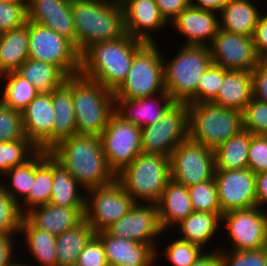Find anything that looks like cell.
Wrapping results in <instances>:
<instances>
[{
    "mask_svg": "<svg viewBox=\"0 0 267 266\" xmlns=\"http://www.w3.org/2000/svg\"><path fill=\"white\" fill-rule=\"evenodd\" d=\"M27 21V0L0 1V33L22 27Z\"/></svg>",
    "mask_w": 267,
    "mask_h": 266,
    "instance_id": "obj_42",
    "label": "cell"
},
{
    "mask_svg": "<svg viewBox=\"0 0 267 266\" xmlns=\"http://www.w3.org/2000/svg\"><path fill=\"white\" fill-rule=\"evenodd\" d=\"M7 83L0 102L12 109L22 112L40 93L32 83L17 72L4 74Z\"/></svg>",
    "mask_w": 267,
    "mask_h": 266,
    "instance_id": "obj_37",
    "label": "cell"
},
{
    "mask_svg": "<svg viewBox=\"0 0 267 266\" xmlns=\"http://www.w3.org/2000/svg\"><path fill=\"white\" fill-rule=\"evenodd\" d=\"M202 249L198 244L178 239L167 246L163 255L173 266H191L203 254Z\"/></svg>",
    "mask_w": 267,
    "mask_h": 266,
    "instance_id": "obj_45",
    "label": "cell"
},
{
    "mask_svg": "<svg viewBox=\"0 0 267 266\" xmlns=\"http://www.w3.org/2000/svg\"><path fill=\"white\" fill-rule=\"evenodd\" d=\"M33 155L31 154L32 159L30 158L23 165L12 167L9 171L4 173L5 176L11 179L10 181H12V183L10 185L13 190H9L5 185L2 186L5 192L16 201L19 206L22 204L18 202L19 200L15 195L19 193L21 196H24L23 200H25L32 188L33 181H35V153Z\"/></svg>",
    "mask_w": 267,
    "mask_h": 266,
    "instance_id": "obj_38",
    "label": "cell"
},
{
    "mask_svg": "<svg viewBox=\"0 0 267 266\" xmlns=\"http://www.w3.org/2000/svg\"><path fill=\"white\" fill-rule=\"evenodd\" d=\"M105 231L112 236L151 245L155 249L153 239L163 232L157 204L143 203L140 206L139 203H135L126 215Z\"/></svg>",
    "mask_w": 267,
    "mask_h": 266,
    "instance_id": "obj_17",
    "label": "cell"
},
{
    "mask_svg": "<svg viewBox=\"0 0 267 266\" xmlns=\"http://www.w3.org/2000/svg\"><path fill=\"white\" fill-rule=\"evenodd\" d=\"M210 45L213 64L225 70L252 72L261 61L255 51L253 37L219 29Z\"/></svg>",
    "mask_w": 267,
    "mask_h": 266,
    "instance_id": "obj_14",
    "label": "cell"
},
{
    "mask_svg": "<svg viewBox=\"0 0 267 266\" xmlns=\"http://www.w3.org/2000/svg\"><path fill=\"white\" fill-rule=\"evenodd\" d=\"M69 1H73V0H69ZM88 1H103V0H88Z\"/></svg>",
    "mask_w": 267,
    "mask_h": 266,
    "instance_id": "obj_59",
    "label": "cell"
},
{
    "mask_svg": "<svg viewBox=\"0 0 267 266\" xmlns=\"http://www.w3.org/2000/svg\"><path fill=\"white\" fill-rule=\"evenodd\" d=\"M43 93H51L60 87L67 76L55 65L34 59H27L16 71Z\"/></svg>",
    "mask_w": 267,
    "mask_h": 266,
    "instance_id": "obj_33",
    "label": "cell"
},
{
    "mask_svg": "<svg viewBox=\"0 0 267 266\" xmlns=\"http://www.w3.org/2000/svg\"><path fill=\"white\" fill-rule=\"evenodd\" d=\"M248 169L255 174L267 172V135L251 133L248 150Z\"/></svg>",
    "mask_w": 267,
    "mask_h": 266,
    "instance_id": "obj_47",
    "label": "cell"
},
{
    "mask_svg": "<svg viewBox=\"0 0 267 266\" xmlns=\"http://www.w3.org/2000/svg\"><path fill=\"white\" fill-rule=\"evenodd\" d=\"M75 46L81 54L88 46L118 39L124 34V12L120 0H73Z\"/></svg>",
    "mask_w": 267,
    "mask_h": 266,
    "instance_id": "obj_3",
    "label": "cell"
},
{
    "mask_svg": "<svg viewBox=\"0 0 267 266\" xmlns=\"http://www.w3.org/2000/svg\"><path fill=\"white\" fill-rule=\"evenodd\" d=\"M172 24L187 37L186 45L210 46L206 43V38L212 43L220 29V22L213 11L191 5L174 18Z\"/></svg>",
    "mask_w": 267,
    "mask_h": 266,
    "instance_id": "obj_24",
    "label": "cell"
},
{
    "mask_svg": "<svg viewBox=\"0 0 267 266\" xmlns=\"http://www.w3.org/2000/svg\"><path fill=\"white\" fill-rule=\"evenodd\" d=\"M76 266H109L104 245L96 235L80 252Z\"/></svg>",
    "mask_w": 267,
    "mask_h": 266,
    "instance_id": "obj_49",
    "label": "cell"
},
{
    "mask_svg": "<svg viewBox=\"0 0 267 266\" xmlns=\"http://www.w3.org/2000/svg\"><path fill=\"white\" fill-rule=\"evenodd\" d=\"M24 134L38 150L53 147L55 111L51 93L40 92L21 112Z\"/></svg>",
    "mask_w": 267,
    "mask_h": 266,
    "instance_id": "obj_18",
    "label": "cell"
},
{
    "mask_svg": "<svg viewBox=\"0 0 267 266\" xmlns=\"http://www.w3.org/2000/svg\"><path fill=\"white\" fill-rule=\"evenodd\" d=\"M52 173L53 186L49 203L62 207H86V197L76 191L78 181L53 157Z\"/></svg>",
    "mask_w": 267,
    "mask_h": 266,
    "instance_id": "obj_34",
    "label": "cell"
},
{
    "mask_svg": "<svg viewBox=\"0 0 267 266\" xmlns=\"http://www.w3.org/2000/svg\"><path fill=\"white\" fill-rule=\"evenodd\" d=\"M99 137L108 166L115 175L142 153L141 128L115 112Z\"/></svg>",
    "mask_w": 267,
    "mask_h": 266,
    "instance_id": "obj_11",
    "label": "cell"
},
{
    "mask_svg": "<svg viewBox=\"0 0 267 266\" xmlns=\"http://www.w3.org/2000/svg\"><path fill=\"white\" fill-rule=\"evenodd\" d=\"M96 235L92 226L84 219L79 225L56 236V266H76L78 256Z\"/></svg>",
    "mask_w": 267,
    "mask_h": 266,
    "instance_id": "obj_30",
    "label": "cell"
},
{
    "mask_svg": "<svg viewBox=\"0 0 267 266\" xmlns=\"http://www.w3.org/2000/svg\"><path fill=\"white\" fill-rule=\"evenodd\" d=\"M53 186L52 156L49 151L38 150L35 152V181L28 197L24 200L27 210L35 206L48 204Z\"/></svg>",
    "mask_w": 267,
    "mask_h": 266,
    "instance_id": "obj_32",
    "label": "cell"
},
{
    "mask_svg": "<svg viewBox=\"0 0 267 266\" xmlns=\"http://www.w3.org/2000/svg\"><path fill=\"white\" fill-rule=\"evenodd\" d=\"M24 207L14 201L0 184V233L13 235L20 230Z\"/></svg>",
    "mask_w": 267,
    "mask_h": 266,
    "instance_id": "obj_41",
    "label": "cell"
},
{
    "mask_svg": "<svg viewBox=\"0 0 267 266\" xmlns=\"http://www.w3.org/2000/svg\"><path fill=\"white\" fill-rule=\"evenodd\" d=\"M51 100L55 111L53 124V147L60 141L77 133L76 118L73 105V76L51 92Z\"/></svg>",
    "mask_w": 267,
    "mask_h": 266,
    "instance_id": "obj_25",
    "label": "cell"
},
{
    "mask_svg": "<svg viewBox=\"0 0 267 266\" xmlns=\"http://www.w3.org/2000/svg\"><path fill=\"white\" fill-rule=\"evenodd\" d=\"M235 251L262 248L267 243V214L258 206L222 214Z\"/></svg>",
    "mask_w": 267,
    "mask_h": 266,
    "instance_id": "obj_16",
    "label": "cell"
},
{
    "mask_svg": "<svg viewBox=\"0 0 267 266\" xmlns=\"http://www.w3.org/2000/svg\"><path fill=\"white\" fill-rule=\"evenodd\" d=\"M250 140L251 132L243 129L218 146L214 150L216 170L248 168Z\"/></svg>",
    "mask_w": 267,
    "mask_h": 266,
    "instance_id": "obj_31",
    "label": "cell"
},
{
    "mask_svg": "<svg viewBox=\"0 0 267 266\" xmlns=\"http://www.w3.org/2000/svg\"><path fill=\"white\" fill-rule=\"evenodd\" d=\"M29 148V149H28ZM38 149L27 139L0 142V174H4L12 167L23 165L32 157H27L32 152H37Z\"/></svg>",
    "mask_w": 267,
    "mask_h": 266,
    "instance_id": "obj_39",
    "label": "cell"
},
{
    "mask_svg": "<svg viewBox=\"0 0 267 266\" xmlns=\"http://www.w3.org/2000/svg\"><path fill=\"white\" fill-rule=\"evenodd\" d=\"M28 21L56 31L75 45V27L69 0H28Z\"/></svg>",
    "mask_w": 267,
    "mask_h": 266,
    "instance_id": "obj_19",
    "label": "cell"
},
{
    "mask_svg": "<svg viewBox=\"0 0 267 266\" xmlns=\"http://www.w3.org/2000/svg\"><path fill=\"white\" fill-rule=\"evenodd\" d=\"M221 214L257 206L256 174L248 168L215 170Z\"/></svg>",
    "mask_w": 267,
    "mask_h": 266,
    "instance_id": "obj_15",
    "label": "cell"
},
{
    "mask_svg": "<svg viewBox=\"0 0 267 266\" xmlns=\"http://www.w3.org/2000/svg\"><path fill=\"white\" fill-rule=\"evenodd\" d=\"M197 3H193V0H190V5L196 8L211 10V11H220L223 5L229 0H196Z\"/></svg>",
    "mask_w": 267,
    "mask_h": 266,
    "instance_id": "obj_56",
    "label": "cell"
},
{
    "mask_svg": "<svg viewBox=\"0 0 267 266\" xmlns=\"http://www.w3.org/2000/svg\"><path fill=\"white\" fill-rule=\"evenodd\" d=\"M201 255L191 266H222L220 251Z\"/></svg>",
    "mask_w": 267,
    "mask_h": 266,
    "instance_id": "obj_55",
    "label": "cell"
},
{
    "mask_svg": "<svg viewBox=\"0 0 267 266\" xmlns=\"http://www.w3.org/2000/svg\"><path fill=\"white\" fill-rule=\"evenodd\" d=\"M29 59L51 63L67 77L79 74L80 53L56 31L29 21Z\"/></svg>",
    "mask_w": 267,
    "mask_h": 266,
    "instance_id": "obj_9",
    "label": "cell"
},
{
    "mask_svg": "<svg viewBox=\"0 0 267 266\" xmlns=\"http://www.w3.org/2000/svg\"><path fill=\"white\" fill-rule=\"evenodd\" d=\"M170 177L187 188L214 178L215 151L189 138L170 154Z\"/></svg>",
    "mask_w": 267,
    "mask_h": 266,
    "instance_id": "obj_12",
    "label": "cell"
},
{
    "mask_svg": "<svg viewBox=\"0 0 267 266\" xmlns=\"http://www.w3.org/2000/svg\"><path fill=\"white\" fill-rule=\"evenodd\" d=\"M29 21L19 28L0 33V76L16 72L29 58Z\"/></svg>",
    "mask_w": 267,
    "mask_h": 266,
    "instance_id": "obj_28",
    "label": "cell"
},
{
    "mask_svg": "<svg viewBox=\"0 0 267 266\" xmlns=\"http://www.w3.org/2000/svg\"><path fill=\"white\" fill-rule=\"evenodd\" d=\"M170 156L141 153L116 179L137 203L138 198L157 204L170 177Z\"/></svg>",
    "mask_w": 267,
    "mask_h": 266,
    "instance_id": "obj_7",
    "label": "cell"
},
{
    "mask_svg": "<svg viewBox=\"0 0 267 266\" xmlns=\"http://www.w3.org/2000/svg\"><path fill=\"white\" fill-rule=\"evenodd\" d=\"M194 212H221L215 179L188 187Z\"/></svg>",
    "mask_w": 267,
    "mask_h": 266,
    "instance_id": "obj_40",
    "label": "cell"
},
{
    "mask_svg": "<svg viewBox=\"0 0 267 266\" xmlns=\"http://www.w3.org/2000/svg\"><path fill=\"white\" fill-rule=\"evenodd\" d=\"M13 266H27V265H25V264H21V262L19 263H15Z\"/></svg>",
    "mask_w": 267,
    "mask_h": 266,
    "instance_id": "obj_58",
    "label": "cell"
},
{
    "mask_svg": "<svg viewBox=\"0 0 267 266\" xmlns=\"http://www.w3.org/2000/svg\"><path fill=\"white\" fill-rule=\"evenodd\" d=\"M250 0H229L220 9V29L253 37L261 13Z\"/></svg>",
    "mask_w": 267,
    "mask_h": 266,
    "instance_id": "obj_29",
    "label": "cell"
},
{
    "mask_svg": "<svg viewBox=\"0 0 267 266\" xmlns=\"http://www.w3.org/2000/svg\"><path fill=\"white\" fill-rule=\"evenodd\" d=\"M241 112L244 130L256 135H267V103L252 98Z\"/></svg>",
    "mask_w": 267,
    "mask_h": 266,
    "instance_id": "obj_43",
    "label": "cell"
},
{
    "mask_svg": "<svg viewBox=\"0 0 267 266\" xmlns=\"http://www.w3.org/2000/svg\"><path fill=\"white\" fill-rule=\"evenodd\" d=\"M77 134L100 136L115 110L114 92L80 74L73 76Z\"/></svg>",
    "mask_w": 267,
    "mask_h": 266,
    "instance_id": "obj_6",
    "label": "cell"
},
{
    "mask_svg": "<svg viewBox=\"0 0 267 266\" xmlns=\"http://www.w3.org/2000/svg\"><path fill=\"white\" fill-rule=\"evenodd\" d=\"M124 12L125 31L130 36L142 41L154 42L151 30L161 29L166 25L155 0H120Z\"/></svg>",
    "mask_w": 267,
    "mask_h": 266,
    "instance_id": "obj_21",
    "label": "cell"
},
{
    "mask_svg": "<svg viewBox=\"0 0 267 266\" xmlns=\"http://www.w3.org/2000/svg\"><path fill=\"white\" fill-rule=\"evenodd\" d=\"M220 252L222 266H265L263 249L235 251L227 255ZM227 255V256H226Z\"/></svg>",
    "mask_w": 267,
    "mask_h": 266,
    "instance_id": "obj_48",
    "label": "cell"
},
{
    "mask_svg": "<svg viewBox=\"0 0 267 266\" xmlns=\"http://www.w3.org/2000/svg\"><path fill=\"white\" fill-rule=\"evenodd\" d=\"M102 241L109 266H153L157 252L151 245L112 236L106 231L96 233Z\"/></svg>",
    "mask_w": 267,
    "mask_h": 266,
    "instance_id": "obj_20",
    "label": "cell"
},
{
    "mask_svg": "<svg viewBox=\"0 0 267 266\" xmlns=\"http://www.w3.org/2000/svg\"><path fill=\"white\" fill-rule=\"evenodd\" d=\"M254 48L261 60L267 58V15H260L253 35Z\"/></svg>",
    "mask_w": 267,
    "mask_h": 266,
    "instance_id": "obj_51",
    "label": "cell"
},
{
    "mask_svg": "<svg viewBox=\"0 0 267 266\" xmlns=\"http://www.w3.org/2000/svg\"><path fill=\"white\" fill-rule=\"evenodd\" d=\"M253 98L267 103V62L261 60L251 72Z\"/></svg>",
    "mask_w": 267,
    "mask_h": 266,
    "instance_id": "obj_50",
    "label": "cell"
},
{
    "mask_svg": "<svg viewBox=\"0 0 267 266\" xmlns=\"http://www.w3.org/2000/svg\"><path fill=\"white\" fill-rule=\"evenodd\" d=\"M264 254L265 266H267V243L262 247Z\"/></svg>",
    "mask_w": 267,
    "mask_h": 266,
    "instance_id": "obj_57",
    "label": "cell"
},
{
    "mask_svg": "<svg viewBox=\"0 0 267 266\" xmlns=\"http://www.w3.org/2000/svg\"><path fill=\"white\" fill-rule=\"evenodd\" d=\"M157 47L155 42H147L134 54L127 78L114 91V98L136 99L165 91L164 55Z\"/></svg>",
    "mask_w": 267,
    "mask_h": 266,
    "instance_id": "obj_8",
    "label": "cell"
},
{
    "mask_svg": "<svg viewBox=\"0 0 267 266\" xmlns=\"http://www.w3.org/2000/svg\"><path fill=\"white\" fill-rule=\"evenodd\" d=\"M49 154L86 188L110 184L116 175L109 168L99 136L75 134L57 143Z\"/></svg>",
    "mask_w": 267,
    "mask_h": 266,
    "instance_id": "obj_1",
    "label": "cell"
},
{
    "mask_svg": "<svg viewBox=\"0 0 267 266\" xmlns=\"http://www.w3.org/2000/svg\"><path fill=\"white\" fill-rule=\"evenodd\" d=\"M12 235L0 233V266H13L15 261H12L13 243Z\"/></svg>",
    "mask_w": 267,
    "mask_h": 266,
    "instance_id": "obj_53",
    "label": "cell"
},
{
    "mask_svg": "<svg viewBox=\"0 0 267 266\" xmlns=\"http://www.w3.org/2000/svg\"><path fill=\"white\" fill-rule=\"evenodd\" d=\"M87 191L93 200L86 199L85 219L96 233L119 221L136 203L117 179Z\"/></svg>",
    "mask_w": 267,
    "mask_h": 266,
    "instance_id": "obj_13",
    "label": "cell"
},
{
    "mask_svg": "<svg viewBox=\"0 0 267 266\" xmlns=\"http://www.w3.org/2000/svg\"><path fill=\"white\" fill-rule=\"evenodd\" d=\"M25 137L22 114L0 102V142H9Z\"/></svg>",
    "mask_w": 267,
    "mask_h": 266,
    "instance_id": "obj_44",
    "label": "cell"
},
{
    "mask_svg": "<svg viewBox=\"0 0 267 266\" xmlns=\"http://www.w3.org/2000/svg\"><path fill=\"white\" fill-rule=\"evenodd\" d=\"M25 233L27 247L35 259L44 266H56V236L36 228L25 216L22 219L19 233Z\"/></svg>",
    "mask_w": 267,
    "mask_h": 266,
    "instance_id": "obj_36",
    "label": "cell"
},
{
    "mask_svg": "<svg viewBox=\"0 0 267 266\" xmlns=\"http://www.w3.org/2000/svg\"><path fill=\"white\" fill-rule=\"evenodd\" d=\"M24 216L36 228L57 236L85 219V207H62L48 203L31 208Z\"/></svg>",
    "mask_w": 267,
    "mask_h": 266,
    "instance_id": "obj_23",
    "label": "cell"
},
{
    "mask_svg": "<svg viewBox=\"0 0 267 266\" xmlns=\"http://www.w3.org/2000/svg\"><path fill=\"white\" fill-rule=\"evenodd\" d=\"M224 68L211 64L198 83V103H212L223 82Z\"/></svg>",
    "mask_w": 267,
    "mask_h": 266,
    "instance_id": "obj_46",
    "label": "cell"
},
{
    "mask_svg": "<svg viewBox=\"0 0 267 266\" xmlns=\"http://www.w3.org/2000/svg\"><path fill=\"white\" fill-rule=\"evenodd\" d=\"M163 59L165 92L175 103H198L199 80L213 63L209 46L185 44L170 62Z\"/></svg>",
    "mask_w": 267,
    "mask_h": 266,
    "instance_id": "obj_4",
    "label": "cell"
},
{
    "mask_svg": "<svg viewBox=\"0 0 267 266\" xmlns=\"http://www.w3.org/2000/svg\"><path fill=\"white\" fill-rule=\"evenodd\" d=\"M256 197L259 208L267 202V172L256 174Z\"/></svg>",
    "mask_w": 267,
    "mask_h": 266,
    "instance_id": "obj_54",
    "label": "cell"
},
{
    "mask_svg": "<svg viewBox=\"0 0 267 266\" xmlns=\"http://www.w3.org/2000/svg\"><path fill=\"white\" fill-rule=\"evenodd\" d=\"M145 43L128 33L93 43L80 54L79 74L114 92L127 78L134 54Z\"/></svg>",
    "mask_w": 267,
    "mask_h": 266,
    "instance_id": "obj_2",
    "label": "cell"
},
{
    "mask_svg": "<svg viewBox=\"0 0 267 266\" xmlns=\"http://www.w3.org/2000/svg\"><path fill=\"white\" fill-rule=\"evenodd\" d=\"M159 95L158 98L161 99L160 102L158 100L156 102L158 106L153 103L152 98L155 96L136 99L115 98L114 112L123 120L140 128L149 126L156 123L175 104V101L165 91Z\"/></svg>",
    "mask_w": 267,
    "mask_h": 266,
    "instance_id": "obj_22",
    "label": "cell"
},
{
    "mask_svg": "<svg viewBox=\"0 0 267 266\" xmlns=\"http://www.w3.org/2000/svg\"><path fill=\"white\" fill-rule=\"evenodd\" d=\"M188 138L215 150L238 134L242 127V112L213 103H188Z\"/></svg>",
    "mask_w": 267,
    "mask_h": 266,
    "instance_id": "obj_5",
    "label": "cell"
},
{
    "mask_svg": "<svg viewBox=\"0 0 267 266\" xmlns=\"http://www.w3.org/2000/svg\"><path fill=\"white\" fill-rule=\"evenodd\" d=\"M161 15L168 22L173 20L190 5V0H155Z\"/></svg>",
    "mask_w": 267,
    "mask_h": 266,
    "instance_id": "obj_52",
    "label": "cell"
},
{
    "mask_svg": "<svg viewBox=\"0 0 267 266\" xmlns=\"http://www.w3.org/2000/svg\"><path fill=\"white\" fill-rule=\"evenodd\" d=\"M188 139V108L175 103L156 123L141 128L142 153L170 156Z\"/></svg>",
    "mask_w": 267,
    "mask_h": 266,
    "instance_id": "obj_10",
    "label": "cell"
},
{
    "mask_svg": "<svg viewBox=\"0 0 267 266\" xmlns=\"http://www.w3.org/2000/svg\"><path fill=\"white\" fill-rule=\"evenodd\" d=\"M253 98L251 72L225 70L215 105L242 111Z\"/></svg>",
    "mask_w": 267,
    "mask_h": 266,
    "instance_id": "obj_27",
    "label": "cell"
},
{
    "mask_svg": "<svg viewBox=\"0 0 267 266\" xmlns=\"http://www.w3.org/2000/svg\"><path fill=\"white\" fill-rule=\"evenodd\" d=\"M222 220L221 212H193L184 218L180 223L182 240L200 245L207 243L218 229Z\"/></svg>",
    "mask_w": 267,
    "mask_h": 266,
    "instance_id": "obj_35",
    "label": "cell"
},
{
    "mask_svg": "<svg viewBox=\"0 0 267 266\" xmlns=\"http://www.w3.org/2000/svg\"><path fill=\"white\" fill-rule=\"evenodd\" d=\"M157 208L163 231L173 223H180L194 212L188 188L172 179L168 181L163 190Z\"/></svg>",
    "mask_w": 267,
    "mask_h": 266,
    "instance_id": "obj_26",
    "label": "cell"
}]
</instances>
